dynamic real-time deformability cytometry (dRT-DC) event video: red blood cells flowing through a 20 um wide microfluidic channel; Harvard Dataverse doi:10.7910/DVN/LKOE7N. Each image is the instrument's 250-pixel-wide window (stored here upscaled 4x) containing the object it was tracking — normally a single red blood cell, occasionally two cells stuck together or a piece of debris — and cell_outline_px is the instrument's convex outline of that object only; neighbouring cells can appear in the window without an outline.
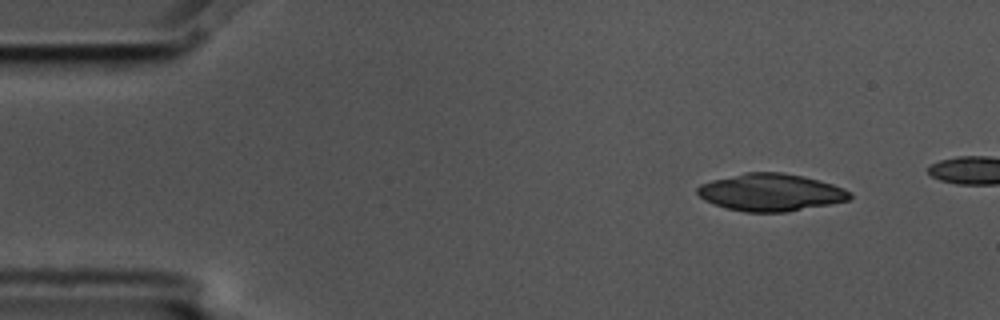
{"species": "common noctule bat (a hibernating species)", "species_latin": "Nyctalus noctula", "temperature_condition": "cold", "stored_images_in_passage": 4, "camera_frame_rate_fps": 3000, "um_per_image_px": 0.085, "animal": {"sex": "male", "body_mass_g": 17.5, "forearm_length_mm": 52.3}, "frame": {"image": 1, "passage_image": 1, "time_ms": 0.0, "image_size_px": [1000, 320], "cell_outline_px": [[852, 196], [848, 200], [828, 204], [784, 212], [744, 212], [724, 208], [704, 200], [696, 192], [696, 188], [700, 184], [712, 180], [744, 172], [780, 172], [804, 176], [820, 180], [844, 188], [852, 192]], "centroid_in_image_um": [65.48, 16.34], "position_along_channel_um": 19.5, "area_um2": 33.23}}